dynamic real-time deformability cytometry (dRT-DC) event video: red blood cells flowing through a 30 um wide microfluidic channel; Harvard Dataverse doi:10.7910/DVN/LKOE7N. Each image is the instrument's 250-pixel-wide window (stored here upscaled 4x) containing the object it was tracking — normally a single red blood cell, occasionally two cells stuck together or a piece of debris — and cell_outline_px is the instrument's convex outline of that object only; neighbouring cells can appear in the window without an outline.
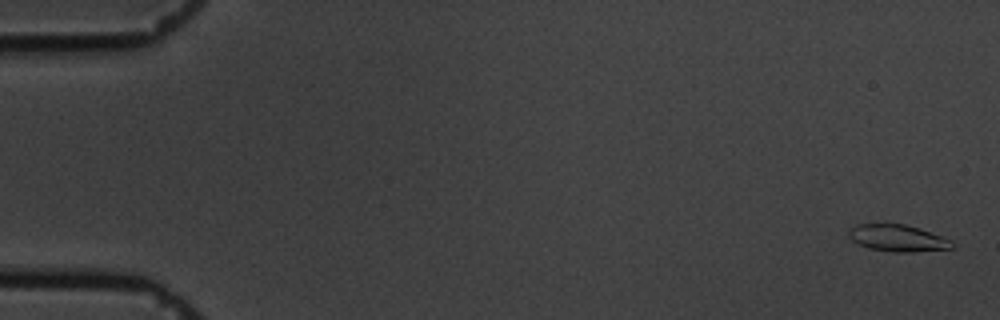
{"species": "common noctule bat (a hibernating species)", "species_latin": "Nyctalus noctula", "temperature_condition": "cold", "stored_images_in_passage": 61, "camera_frame_rate_fps": 3000, "um_per_image_px": 0.085, "animal": {"sex": "male", "body_mass_g": 19.5, "forearm_length_mm": 54.6}, "frame": {"image": 1, "passage_image": 2, "time_ms": 0.333, "image_size_px": [1000, 320], "cell_outline_px": [[956, 244], [952, 248], [912, 252], [892, 252], [868, 248], [852, 240], [848, 236], [848, 228], [856, 224], [888, 220], [920, 228], [952, 240]], "centroid_in_image_um": [76.25, 20.18], "position_along_channel_um": 8.7, "area_um2": 16.94}}
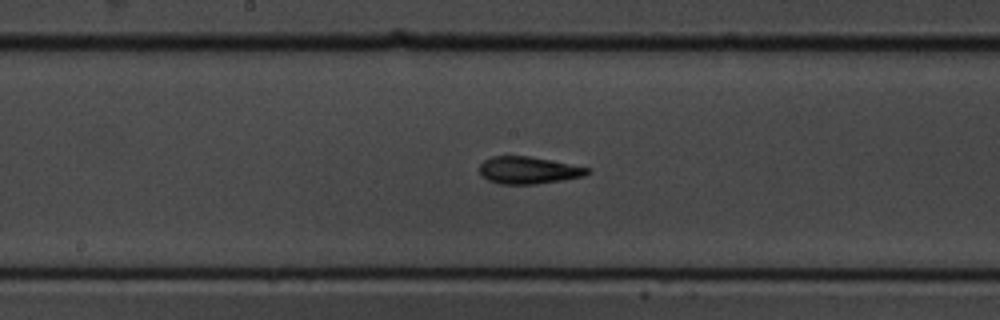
{"frame": {"image": 2, "passage_image": 32, "time_ms": 10.333, "image_size_px": [1000, 320], "cell_outline_px": [[592, 172], [584, 176], [564, 180], [536, 184], [500, 184], [488, 180], [480, 172], [480, 164], [484, 160], [492, 156], [528, 156], [592, 168]], "centroid_in_image_um": [44.96, 14.47], "position_along_channel_um": 203.2, "area_um2": 17.11}}
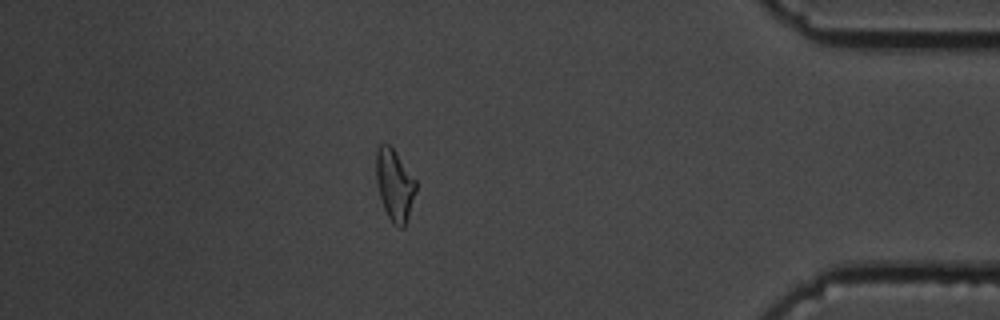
{"frame": {"image": 3, "passage_image": 53, "time_ms": 17.333, "image_size_px": [1000, 320], "cell_outline_px": [[416, 192], [404, 228], [400, 228], [392, 224], [384, 208], [380, 196], [376, 180], [376, 152], [380, 144], [388, 144], [392, 148], [416, 180]], "centroid_in_image_um": [33.54, 15.75], "position_along_channel_um": 401.7, "area_um2": 16.36}, "authors_computed_cell_mechanics": {"area_um2": 17.1088, "velocity_mm_per_s": 3.3709, "shape_relaxation_time_tau1_ms": 3.6654, "shape_relaxation_time_tau2_ms": 2.854, "deformation_change_tau1": 0.13, "deformation_change_tau2": 0.106}}